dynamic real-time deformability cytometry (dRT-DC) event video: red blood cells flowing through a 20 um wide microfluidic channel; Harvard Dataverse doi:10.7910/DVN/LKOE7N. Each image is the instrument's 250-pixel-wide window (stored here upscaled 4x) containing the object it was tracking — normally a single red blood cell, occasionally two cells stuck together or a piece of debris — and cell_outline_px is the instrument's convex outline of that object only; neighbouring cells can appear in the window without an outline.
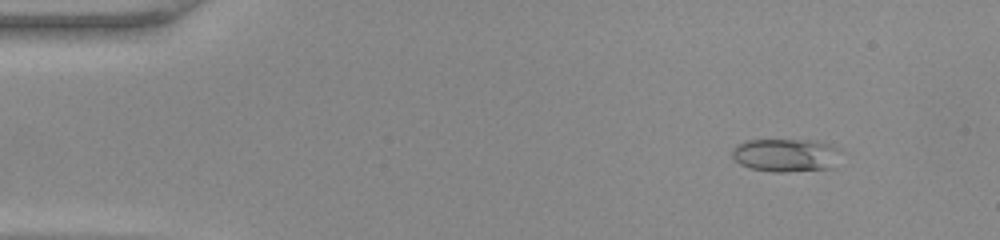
{"species": "common noctule bat (a hibernating species)", "species_latin": "Nyctalus noctula", "temperature_condition": "warm", "stored_images_in_passage": 47, "camera_frame_rate_fps": 3000, "um_per_image_px": 0.085, "animal": {"sex": "female", "body_mass_g": 22.0, "forearm_length_mm": 56.7}, "frame": {"image": 1, "passage_image": 5, "time_ms": 1.333, "image_size_px": [1000, 240], "cell_outline_px": [[844, 152], [832, 168], [784, 172], [772, 172], [752, 168], [740, 164], [732, 156], [732, 148], [744, 140], [816, 140], [840, 148]], "centroid_in_image_um": [66.84, 13.18], "position_along_channel_um": 18.2, "area_um2": 21.33}}
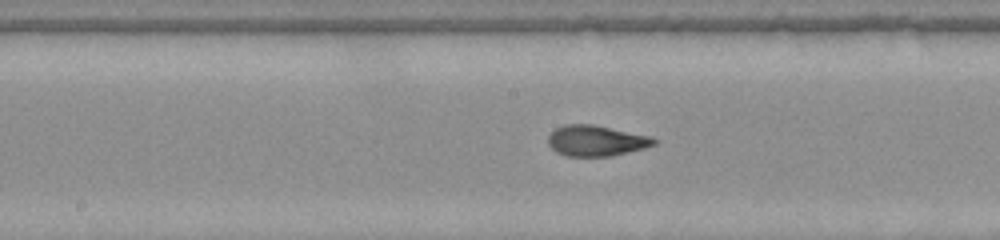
{"frame": {"image": 2, "passage_image": 24, "time_ms": 7.667, "image_size_px": [1000, 240], "cell_outline_px": [[660, 140], [656, 144], [644, 148], [612, 156], [564, 156], [556, 152], [548, 144], [548, 136], [556, 128], [564, 124], [592, 124], [652, 136]], "centroid_in_image_um": [50.7, 11.96], "position_along_channel_um": 197.5, "area_um2": 19.13}}
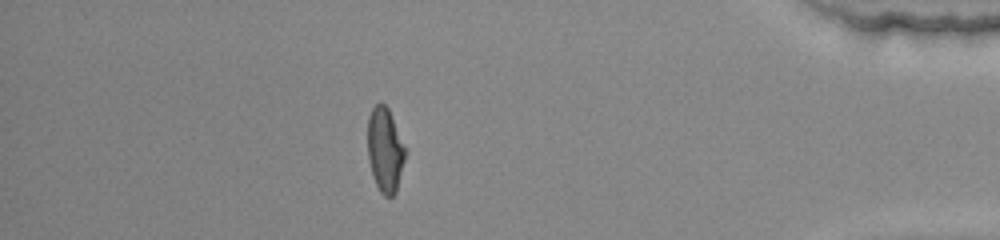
{"frame": {"image": 3, "passage_image": 41, "time_ms": 13.333, "image_size_px": [1000, 240], "cell_outline_px": [[404, 160], [396, 192], [392, 196], [384, 196], [380, 192], [372, 176], [368, 160], [368, 116], [372, 108], [376, 104], [384, 104], [388, 108], [404, 148]], "centroid_in_image_um": [32.69, 12.77], "position_along_channel_um": 402.5, "area_um2": 18.03}}